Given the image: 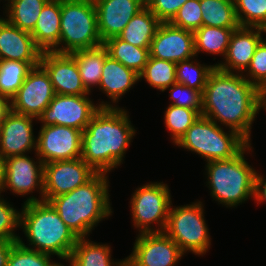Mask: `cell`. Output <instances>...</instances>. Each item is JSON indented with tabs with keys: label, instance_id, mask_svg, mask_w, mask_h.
I'll return each instance as SVG.
<instances>
[{
	"label": "cell",
	"instance_id": "obj_37",
	"mask_svg": "<svg viewBox=\"0 0 266 266\" xmlns=\"http://www.w3.org/2000/svg\"><path fill=\"white\" fill-rule=\"evenodd\" d=\"M243 76L260 91L266 89V39L257 45L250 65ZM247 76V77H246Z\"/></svg>",
	"mask_w": 266,
	"mask_h": 266
},
{
	"label": "cell",
	"instance_id": "obj_29",
	"mask_svg": "<svg viewBox=\"0 0 266 266\" xmlns=\"http://www.w3.org/2000/svg\"><path fill=\"white\" fill-rule=\"evenodd\" d=\"M202 26L238 28L234 0H200Z\"/></svg>",
	"mask_w": 266,
	"mask_h": 266
},
{
	"label": "cell",
	"instance_id": "obj_25",
	"mask_svg": "<svg viewBox=\"0 0 266 266\" xmlns=\"http://www.w3.org/2000/svg\"><path fill=\"white\" fill-rule=\"evenodd\" d=\"M160 23L158 18L145 6L133 16L118 37L134 46L150 48Z\"/></svg>",
	"mask_w": 266,
	"mask_h": 266
},
{
	"label": "cell",
	"instance_id": "obj_26",
	"mask_svg": "<svg viewBox=\"0 0 266 266\" xmlns=\"http://www.w3.org/2000/svg\"><path fill=\"white\" fill-rule=\"evenodd\" d=\"M78 65L81 81L91 93L93 86H99L105 58L109 55L104 45L70 53Z\"/></svg>",
	"mask_w": 266,
	"mask_h": 266
},
{
	"label": "cell",
	"instance_id": "obj_4",
	"mask_svg": "<svg viewBox=\"0 0 266 266\" xmlns=\"http://www.w3.org/2000/svg\"><path fill=\"white\" fill-rule=\"evenodd\" d=\"M20 227L29 243L27 246L19 238L18 242L22 246L56 255L66 262L78 240L53 206L46 201L24 203L20 212Z\"/></svg>",
	"mask_w": 266,
	"mask_h": 266
},
{
	"label": "cell",
	"instance_id": "obj_3",
	"mask_svg": "<svg viewBox=\"0 0 266 266\" xmlns=\"http://www.w3.org/2000/svg\"><path fill=\"white\" fill-rule=\"evenodd\" d=\"M107 173H97L85 185L48 202L78 238L89 236L94 227L112 214Z\"/></svg>",
	"mask_w": 266,
	"mask_h": 266
},
{
	"label": "cell",
	"instance_id": "obj_10",
	"mask_svg": "<svg viewBox=\"0 0 266 266\" xmlns=\"http://www.w3.org/2000/svg\"><path fill=\"white\" fill-rule=\"evenodd\" d=\"M114 106L117 107L104 101L96 106L88 95L55 94L51 103L37 120L42 123L41 126L61 125L83 131L101 107Z\"/></svg>",
	"mask_w": 266,
	"mask_h": 266
},
{
	"label": "cell",
	"instance_id": "obj_42",
	"mask_svg": "<svg viewBox=\"0 0 266 266\" xmlns=\"http://www.w3.org/2000/svg\"><path fill=\"white\" fill-rule=\"evenodd\" d=\"M256 173L255 177V187H254V199L257 204L266 202V179L262 175Z\"/></svg>",
	"mask_w": 266,
	"mask_h": 266
},
{
	"label": "cell",
	"instance_id": "obj_9",
	"mask_svg": "<svg viewBox=\"0 0 266 266\" xmlns=\"http://www.w3.org/2000/svg\"><path fill=\"white\" fill-rule=\"evenodd\" d=\"M130 200L133 225L138 228L139 234L164 232L172 203L167 184L147 183L138 187ZM154 223L157 224V229L153 225L151 227Z\"/></svg>",
	"mask_w": 266,
	"mask_h": 266
},
{
	"label": "cell",
	"instance_id": "obj_23",
	"mask_svg": "<svg viewBox=\"0 0 266 266\" xmlns=\"http://www.w3.org/2000/svg\"><path fill=\"white\" fill-rule=\"evenodd\" d=\"M139 81V74L108 55L104 61L102 77L98 87L109 99L111 98L113 104H116Z\"/></svg>",
	"mask_w": 266,
	"mask_h": 266
},
{
	"label": "cell",
	"instance_id": "obj_18",
	"mask_svg": "<svg viewBox=\"0 0 266 266\" xmlns=\"http://www.w3.org/2000/svg\"><path fill=\"white\" fill-rule=\"evenodd\" d=\"M40 65L48 73L55 94L90 95L82 84L78 65L70 54L44 51Z\"/></svg>",
	"mask_w": 266,
	"mask_h": 266
},
{
	"label": "cell",
	"instance_id": "obj_33",
	"mask_svg": "<svg viewBox=\"0 0 266 266\" xmlns=\"http://www.w3.org/2000/svg\"><path fill=\"white\" fill-rule=\"evenodd\" d=\"M194 58L176 63L177 83L183 84L191 89L199 91L201 94L207 84L210 73L215 69V65H203Z\"/></svg>",
	"mask_w": 266,
	"mask_h": 266
},
{
	"label": "cell",
	"instance_id": "obj_17",
	"mask_svg": "<svg viewBox=\"0 0 266 266\" xmlns=\"http://www.w3.org/2000/svg\"><path fill=\"white\" fill-rule=\"evenodd\" d=\"M34 117L16 113L9 109L0 124V156L25 155L33 149L36 151L37 139L33 132Z\"/></svg>",
	"mask_w": 266,
	"mask_h": 266
},
{
	"label": "cell",
	"instance_id": "obj_31",
	"mask_svg": "<svg viewBox=\"0 0 266 266\" xmlns=\"http://www.w3.org/2000/svg\"><path fill=\"white\" fill-rule=\"evenodd\" d=\"M145 78L147 83L161 92L167 90L176 80V63L160 60L149 55L147 64L139 74V79Z\"/></svg>",
	"mask_w": 266,
	"mask_h": 266
},
{
	"label": "cell",
	"instance_id": "obj_39",
	"mask_svg": "<svg viewBox=\"0 0 266 266\" xmlns=\"http://www.w3.org/2000/svg\"><path fill=\"white\" fill-rule=\"evenodd\" d=\"M17 227L20 228V212L0 194V240L18 241L20 236L15 233Z\"/></svg>",
	"mask_w": 266,
	"mask_h": 266
},
{
	"label": "cell",
	"instance_id": "obj_16",
	"mask_svg": "<svg viewBox=\"0 0 266 266\" xmlns=\"http://www.w3.org/2000/svg\"><path fill=\"white\" fill-rule=\"evenodd\" d=\"M150 56L174 63L196 56L194 32L175 27L171 23H160L152 39Z\"/></svg>",
	"mask_w": 266,
	"mask_h": 266
},
{
	"label": "cell",
	"instance_id": "obj_28",
	"mask_svg": "<svg viewBox=\"0 0 266 266\" xmlns=\"http://www.w3.org/2000/svg\"><path fill=\"white\" fill-rule=\"evenodd\" d=\"M5 18L10 24L21 30L32 32L43 7L49 0H5Z\"/></svg>",
	"mask_w": 266,
	"mask_h": 266
},
{
	"label": "cell",
	"instance_id": "obj_20",
	"mask_svg": "<svg viewBox=\"0 0 266 266\" xmlns=\"http://www.w3.org/2000/svg\"><path fill=\"white\" fill-rule=\"evenodd\" d=\"M42 52L30 32L0 17V60L27 62L33 68L40 65Z\"/></svg>",
	"mask_w": 266,
	"mask_h": 266
},
{
	"label": "cell",
	"instance_id": "obj_15",
	"mask_svg": "<svg viewBox=\"0 0 266 266\" xmlns=\"http://www.w3.org/2000/svg\"><path fill=\"white\" fill-rule=\"evenodd\" d=\"M36 159L38 162L26 154L5 159L4 191L9 189L12 193L20 196L33 193L35 189L40 191L39 199L30 196L24 203L43 201L44 164L38 155Z\"/></svg>",
	"mask_w": 266,
	"mask_h": 266
},
{
	"label": "cell",
	"instance_id": "obj_47",
	"mask_svg": "<svg viewBox=\"0 0 266 266\" xmlns=\"http://www.w3.org/2000/svg\"><path fill=\"white\" fill-rule=\"evenodd\" d=\"M56 266H64L63 264L61 263H58ZM69 266H71V264L69 263Z\"/></svg>",
	"mask_w": 266,
	"mask_h": 266
},
{
	"label": "cell",
	"instance_id": "obj_32",
	"mask_svg": "<svg viewBox=\"0 0 266 266\" xmlns=\"http://www.w3.org/2000/svg\"><path fill=\"white\" fill-rule=\"evenodd\" d=\"M31 69L27 62L0 60V96L10 101Z\"/></svg>",
	"mask_w": 266,
	"mask_h": 266
},
{
	"label": "cell",
	"instance_id": "obj_27",
	"mask_svg": "<svg viewBox=\"0 0 266 266\" xmlns=\"http://www.w3.org/2000/svg\"><path fill=\"white\" fill-rule=\"evenodd\" d=\"M108 54L115 60L137 74H140L149 58L150 48H141L123 41L118 36L111 37L103 42Z\"/></svg>",
	"mask_w": 266,
	"mask_h": 266
},
{
	"label": "cell",
	"instance_id": "obj_40",
	"mask_svg": "<svg viewBox=\"0 0 266 266\" xmlns=\"http://www.w3.org/2000/svg\"><path fill=\"white\" fill-rule=\"evenodd\" d=\"M170 98L173 102L170 105L195 109L202 113V94L183 84L175 83L170 87Z\"/></svg>",
	"mask_w": 266,
	"mask_h": 266
},
{
	"label": "cell",
	"instance_id": "obj_21",
	"mask_svg": "<svg viewBox=\"0 0 266 266\" xmlns=\"http://www.w3.org/2000/svg\"><path fill=\"white\" fill-rule=\"evenodd\" d=\"M263 32L265 33V29L260 27L239 26L231 34L227 53L224 58L225 62L214 65L225 72L243 74L244 71L245 73L250 65L257 45L263 39Z\"/></svg>",
	"mask_w": 266,
	"mask_h": 266
},
{
	"label": "cell",
	"instance_id": "obj_2",
	"mask_svg": "<svg viewBox=\"0 0 266 266\" xmlns=\"http://www.w3.org/2000/svg\"><path fill=\"white\" fill-rule=\"evenodd\" d=\"M135 132L126 109L101 107L82 131L81 158L108 174L123 162Z\"/></svg>",
	"mask_w": 266,
	"mask_h": 266
},
{
	"label": "cell",
	"instance_id": "obj_22",
	"mask_svg": "<svg viewBox=\"0 0 266 266\" xmlns=\"http://www.w3.org/2000/svg\"><path fill=\"white\" fill-rule=\"evenodd\" d=\"M61 0H49L43 7L35 28L30 33L35 44L44 51L59 53Z\"/></svg>",
	"mask_w": 266,
	"mask_h": 266
},
{
	"label": "cell",
	"instance_id": "obj_12",
	"mask_svg": "<svg viewBox=\"0 0 266 266\" xmlns=\"http://www.w3.org/2000/svg\"><path fill=\"white\" fill-rule=\"evenodd\" d=\"M55 96L46 70L38 65L27 74L17 93L10 99V109L38 119Z\"/></svg>",
	"mask_w": 266,
	"mask_h": 266
},
{
	"label": "cell",
	"instance_id": "obj_44",
	"mask_svg": "<svg viewBox=\"0 0 266 266\" xmlns=\"http://www.w3.org/2000/svg\"><path fill=\"white\" fill-rule=\"evenodd\" d=\"M9 109V100L0 96V124L2 123L3 118Z\"/></svg>",
	"mask_w": 266,
	"mask_h": 266
},
{
	"label": "cell",
	"instance_id": "obj_8",
	"mask_svg": "<svg viewBox=\"0 0 266 266\" xmlns=\"http://www.w3.org/2000/svg\"><path fill=\"white\" fill-rule=\"evenodd\" d=\"M170 206L164 232L179 246L181 252L204 255L211 245L201 201L174 208Z\"/></svg>",
	"mask_w": 266,
	"mask_h": 266
},
{
	"label": "cell",
	"instance_id": "obj_13",
	"mask_svg": "<svg viewBox=\"0 0 266 266\" xmlns=\"http://www.w3.org/2000/svg\"><path fill=\"white\" fill-rule=\"evenodd\" d=\"M179 246L165 232L142 233L136 237L126 266H175L183 257Z\"/></svg>",
	"mask_w": 266,
	"mask_h": 266
},
{
	"label": "cell",
	"instance_id": "obj_46",
	"mask_svg": "<svg viewBox=\"0 0 266 266\" xmlns=\"http://www.w3.org/2000/svg\"><path fill=\"white\" fill-rule=\"evenodd\" d=\"M261 109L266 110V93L264 91H261L259 98V110Z\"/></svg>",
	"mask_w": 266,
	"mask_h": 266
},
{
	"label": "cell",
	"instance_id": "obj_11",
	"mask_svg": "<svg viewBox=\"0 0 266 266\" xmlns=\"http://www.w3.org/2000/svg\"><path fill=\"white\" fill-rule=\"evenodd\" d=\"M97 172L81 157L44 164L43 201L85 185Z\"/></svg>",
	"mask_w": 266,
	"mask_h": 266
},
{
	"label": "cell",
	"instance_id": "obj_1",
	"mask_svg": "<svg viewBox=\"0 0 266 266\" xmlns=\"http://www.w3.org/2000/svg\"><path fill=\"white\" fill-rule=\"evenodd\" d=\"M260 95L261 91L242 74L215 67L202 93L201 115L238 132L250 143Z\"/></svg>",
	"mask_w": 266,
	"mask_h": 266
},
{
	"label": "cell",
	"instance_id": "obj_14",
	"mask_svg": "<svg viewBox=\"0 0 266 266\" xmlns=\"http://www.w3.org/2000/svg\"><path fill=\"white\" fill-rule=\"evenodd\" d=\"M82 131L73 127L41 126L37 137L36 155L43 164L81 157Z\"/></svg>",
	"mask_w": 266,
	"mask_h": 266
},
{
	"label": "cell",
	"instance_id": "obj_43",
	"mask_svg": "<svg viewBox=\"0 0 266 266\" xmlns=\"http://www.w3.org/2000/svg\"><path fill=\"white\" fill-rule=\"evenodd\" d=\"M17 241L0 240V266H7L9 252Z\"/></svg>",
	"mask_w": 266,
	"mask_h": 266
},
{
	"label": "cell",
	"instance_id": "obj_5",
	"mask_svg": "<svg viewBox=\"0 0 266 266\" xmlns=\"http://www.w3.org/2000/svg\"><path fill=\"white\" fill-rule=\"evenodd\" d=\"M252 149L249 143L238 155L227 160H213L206 164V185L210 195L219 204L236 207L254 197L257 171L245 160V151ZM251 197V198H250Z\"/></svg>",
	"mask_w": 266,
	"mask_h": 266
},
{
	"label": "cell",
	"instance_id": "obj_7",
	"mask_svg": "<svg viewBox=\"0 0 266 266\" xmlns=\"http://www.w3.org/2000/svg\"><path fill=\"white\" fill-rule=\"evenodd\" d=\"M101 45L94 0H61L59 53L70 54Z\"/></svg>",
	"mask_w": 266,
	"mask_h": 266
},
{
	"label": "cell",
	"instance_id": "obj_38",
	"mask_svg": "<svg viewBox=\"0 0 266 266\" xmlns=\"http://www.w3.org/2000/svg\"><path fill=\"white\" fill-rule=\"evenodd\" d=\"M170 23L191 32L198 30L202 26L200 0H187Z\"/></svg>",
	"mask_w": 266,
	"mask_h": 266
},
{
	"label": "cell",
	"instance_id": "obj_45",
	"mask_svg": "<svg viewBox=\"0 0 266 266\" xmlns=\"http://www.w3.org/2000/svg\"><path fill=\"white\" fill-rule=\"evenodd\" d=\"M5 186V159L0 156V194L4 192Z\"/></svg>",
	"mask_w": 266,
	"mask_h": 266
},
{
	"label": "cell",
	"instance_id": "obj_41",
	"mask_svg": "<svg viewBox=\"0 0 266 266\" xmlns=\"http://www.w3.org/2000/svg\"><path fill=\"white\" fill-rule=\"evenodd\" d=\"M187 0H145L146 6L161 23H170Z\"/></svg>",
	"mask_w": 266,
	"mask_h": 266
},
{
	"label": "cell",
	"instance_id": "obj_35",
	"mask_svg": "<svg viewBox=\"0 0 266 266\" xmlns=\"http://www.w3.org/2000/svg\"><path fill=\"white\" fill-rule=\"evenodd\" d=\"M239 26L266 28V0H234Z\"/></svg>",
	"mask_w": 266,
	"mask_h": 266
},
{
	"label": "cell",
	"instance_id": "obj_19",
	"mask_svg": "<svg viewBox=\"0 0 266 266\" xmlns=\"http://www.w3.org/2000/svg\"><path fill=\"white\" fill-rule=\"evenodd\" d=\"M98 33L102 42L118 36L145 6V0H94Z\"/></svg>",
	"mask_w": 266,
	"mask_h": 266
},
{
	"label": "cell",
	"instance_id": "obj_6",
	"mask_svg": "<svg viewBox=\"0 0 266 266\" xmlns=\"http://www.w3.org/2000/svg\"><path fill=\"white\" fill-rule=\"evenodd\" d=\"M228 132L225 133L218 123L200 115L175 145L200 155L206 162L227 160L249 144L238 132L231 129Z\"/></svg>",
	"mask_w": 266,
	"mask_h": 266
},
{
	"label": "cell",
	"instance_id": "obj_34",
	"mask_svg": "<svg viewBox=\"0 0 266 266\" xmlns=\"http://www.w3.org/2000/svg\"><path fill=\"white\" fill-rule=\"evenodd\" d=\"M200 115L195 109L169 104L164 113V123L171 132L170 135L174 144L179 141Z\"/></svg>",
	"mask_w": 266,
	"mask_h": 266
},
{
	"label": "cell",
	"instance_id": "obj_36",
	"mask_svg": "<svg viewBox=\"0 0 266 266\" xmlns=\"http://www.w3.org/2000/svg\"><path fill=\"white\" fill-rule=\"evenodd\" d=\"M51 257L50 254L26 248L17 241L9 252L7 266H56L58 263Z\"/></svg>",
	"mask_w": 266,
	"mask_h": 266
},
{
	"label": "cell",
	"instance_id": "obj_30",
	"mask_svg": "<svg viewBox=\"0 0 266 266\" xmlns=\"http://www.w3.org/2000/svg\"><path fill=\"white\" fill-rule=\"evenodd\" d=\"M237 28H219L201 26L194 32L195 54L206 52L212 55H222L227 53L231 34Z\"/></svg>",
	"mask_w": 266,
	"mask_h": 266
},
{
	"label": "cell",
	"instance_id": "obj_24",
	"mask_svg": "<svg viewBox=\"0 0 266 266\" xmlns=\"http://www.w3.org/2000/svg\"><path fill=\"white\" fill-rule=\"evenodd\" d=\"M67 262L71 266H126V259L112 260L108 244L95 243L86 237L78 238Z\"/></svg>",
	"mask_w": 266,
	"mask_h": 266
}]
</instances>
